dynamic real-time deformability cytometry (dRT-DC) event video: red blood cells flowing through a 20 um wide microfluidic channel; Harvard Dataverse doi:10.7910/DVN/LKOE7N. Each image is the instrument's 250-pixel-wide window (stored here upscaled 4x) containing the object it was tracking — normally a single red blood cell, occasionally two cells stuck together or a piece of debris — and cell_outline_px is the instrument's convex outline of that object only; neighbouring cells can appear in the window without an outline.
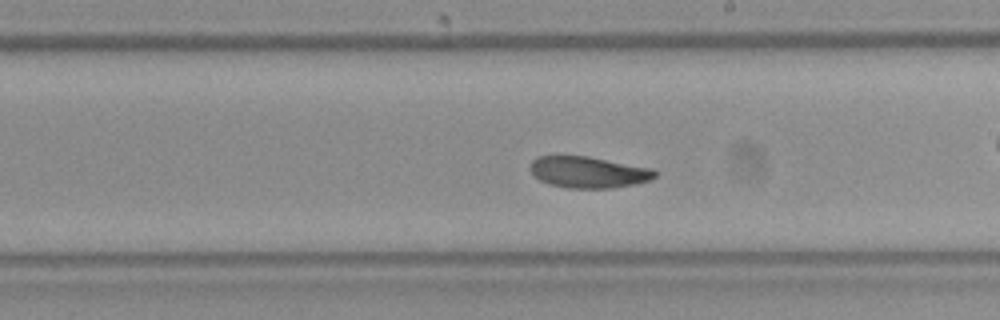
{"species": "Egyptian fruit bat (a non-hibernating species)", "species_latin": "Rousettus aegyptiacus", "temperature_condition": "room temperature", "stored_images_in_passage": 52, "camera_frame_rate_fps": 3000, "um_per_image_px": 0.085, "frame": {"image": 1, "passage_image": 30, "time_ms": 9.667, "image_size_px": [1000, 320], "cell_outline_px": [[656, 176], [648, 180], [636, 184], [612, 188], [568, 188], [548, 184], [540, 180], [528, 168], [532, 160], [536, 156], [588, 156], [652, 168], [656, 172]], "centroid_in_image_um": [49.99, 14.63], "position_along_channel_um": 239.0, "area_um2": 22.83}, "authors_computed_cell_mechanics": {"area_um2": 23.5824, "velocity_mm_per_s": 4.0164, "shape_relaxation_time_tau1_ms": 3.9423, "shape_relaxation_time_tau2_ms": 3.282, "deformation_change_tau1": 0.122, "deformation_change_tau2": 0.063}}